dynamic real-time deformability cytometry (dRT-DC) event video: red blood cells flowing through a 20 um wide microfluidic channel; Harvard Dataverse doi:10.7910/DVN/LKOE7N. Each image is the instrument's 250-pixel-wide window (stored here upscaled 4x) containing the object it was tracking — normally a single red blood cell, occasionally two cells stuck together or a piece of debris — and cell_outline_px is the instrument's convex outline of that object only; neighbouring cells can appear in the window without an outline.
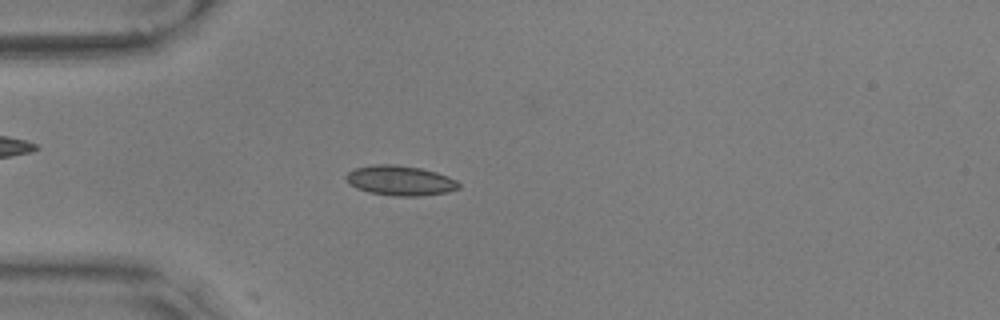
{"species": "common noctule bat (a hibernating species)", "species_latin": "Nyctalus noctula", "temperature_condition": "warm", "stored_images_in_passage": 23, "camera_frame_rate_fps": 3000, "um_per_image_px": 0.085, "animal": {"sex": "male", "body_mass_g": 17.9, "forearm_length_mm": 54.2}, "frame": {"image": 1, "passage_image": 11, "time_ms": 3.333, "image_size_px": [1000, 320], "cell_outline_px": [[460, 188], [448, 192], [420, 196], [392, 196], [368, 192], [356, 188], [344, 176], [348, 172], [356, 168], [376, 164], [396, 164], [420, 168], [436, 172], [448, 176], [456, 180], [460, 184]], "centroid_in_image_um": [34.04, 15.35], "position_along_channel_um": 51.0, "area_um2": 19.65}}